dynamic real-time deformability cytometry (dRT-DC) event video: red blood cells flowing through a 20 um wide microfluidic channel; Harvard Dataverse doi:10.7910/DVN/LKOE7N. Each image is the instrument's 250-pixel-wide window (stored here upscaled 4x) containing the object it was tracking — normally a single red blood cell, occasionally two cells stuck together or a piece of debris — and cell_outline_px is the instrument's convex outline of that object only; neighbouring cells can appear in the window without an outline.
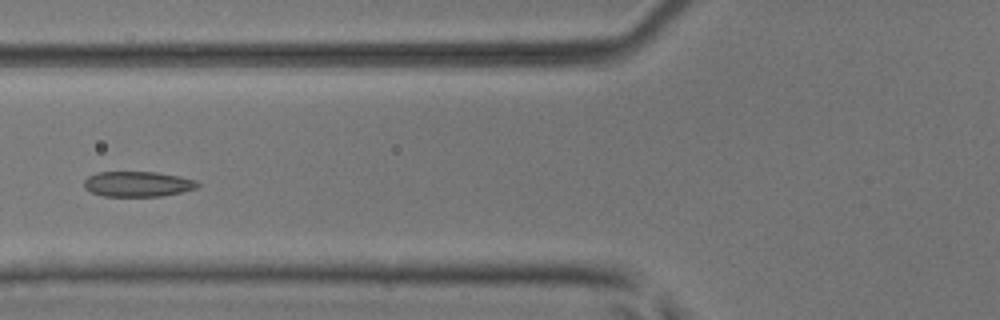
{"species": "common noctule bat (a hibernating species)", "species_latin": "Nyctalus noctula", "temperature_condition": "room temperature", "stored_images_in_passage": 5, "camera_frame_rate_fps": 3000, "um_per_image_px": 0.085, "animal": {"sex": "male", "body_mass_g": 17.9, "forearm_length_mm": 54.2}, "frame": {"image": 1, "passage_image": 5, "time_ms": 1.333, "image_size_px": [1000, 320], "cell_outline_px": [[200, 184], [196, 188], [180, 192], [160, 196], [104, 196], [92, 192], [84, 188], [84, 180], [88, 176], [96, 172], [156, 172], [180, 176], [196, 180]], "centroid_in_image_um": [11.69, 15.63], "position_along_channel_um": 114.1, "area_um2": 16.7}}